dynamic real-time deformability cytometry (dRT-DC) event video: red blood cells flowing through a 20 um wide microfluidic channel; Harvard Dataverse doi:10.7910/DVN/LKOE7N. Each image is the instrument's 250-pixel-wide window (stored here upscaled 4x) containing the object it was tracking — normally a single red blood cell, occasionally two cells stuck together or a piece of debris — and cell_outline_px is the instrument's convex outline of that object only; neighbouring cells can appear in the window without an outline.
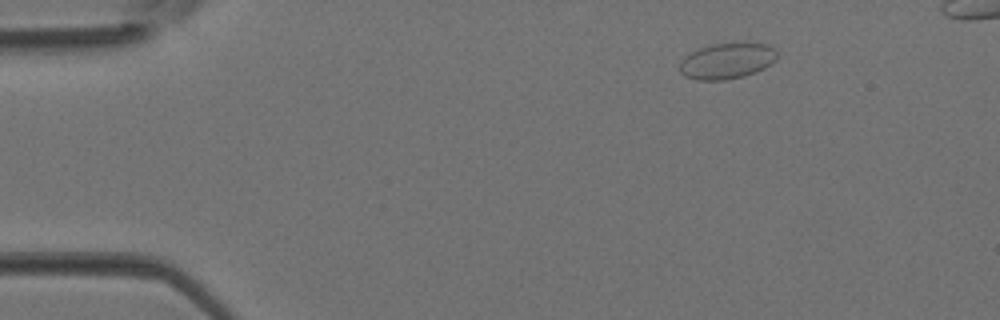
{"species": "Egyptian fruit bat (a non-hibernating species)", "species_latin": "Rousettus aegyptiacus", "temperature_condition": "room temperature", "stored_images_in_passage": 5, "camera_frame_rate_fps": 3000, "um_per_image_px": 0.085, "animal": {"sex": "female"}, "frame": {"image": 1, "passage_image": 1, "time_ms": 0.0, "image_size_px": [1000, 320], "cell_outline_px": [[776, 60], [772, 64], [756, 72], [744, 76], [724, 80], [696, 80], [684, 76], [680, 72], [680, 60], [684, 56], [700, 48], [712, 44], [744, 40], [768, 44], [776, 48]], "centroid_in_image_um": [61.83, 5.14], "position_along_channel_um": 23.2, "area_um2": 21.1}}